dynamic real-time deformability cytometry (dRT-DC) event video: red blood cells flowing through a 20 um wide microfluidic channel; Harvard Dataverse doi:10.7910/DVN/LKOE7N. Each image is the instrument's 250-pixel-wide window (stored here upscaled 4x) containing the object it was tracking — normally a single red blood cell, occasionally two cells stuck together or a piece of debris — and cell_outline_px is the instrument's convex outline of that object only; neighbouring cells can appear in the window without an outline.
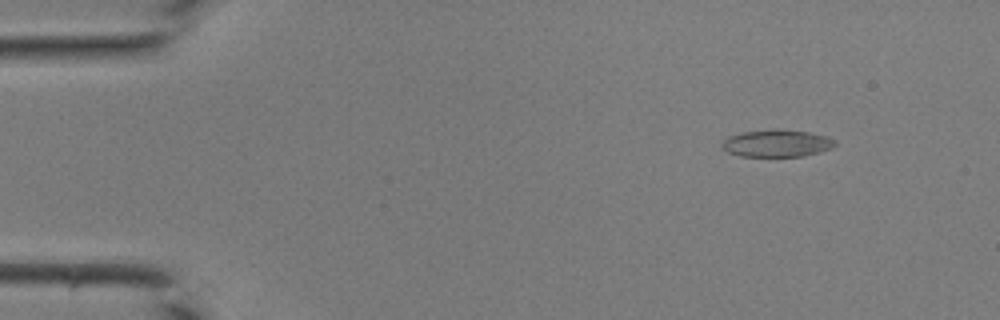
{"species": "common noctule bat (a hibernating species)", "species_latin": "Nyctalus noctula", "temperature_condition": "room temperature", "stored_images_in_passage": 38, "camera_frame_rate_fps": 3000, "um_per_image_px": 0.085, "animal": {"sex": "male", "body_mass_g": 19.0, "forearm_length_mm": 50.8}, "frame": {"image": 1, "passage_image": 1, "time_ms": 0.0, "image_size_px": [1000, 320], "cell_outline_px": [[836, 144], [832, 148], [800, 156], [740, 156], [728, 152], [720, 148], [720, 144], [728, 136], [740, 132], [808, 132], [824, 136], [836, 140]], "centroid_in_image_um": [65.97, 12.22], "position_along_channel_um": 19.0, "area_um2": 16.99}}
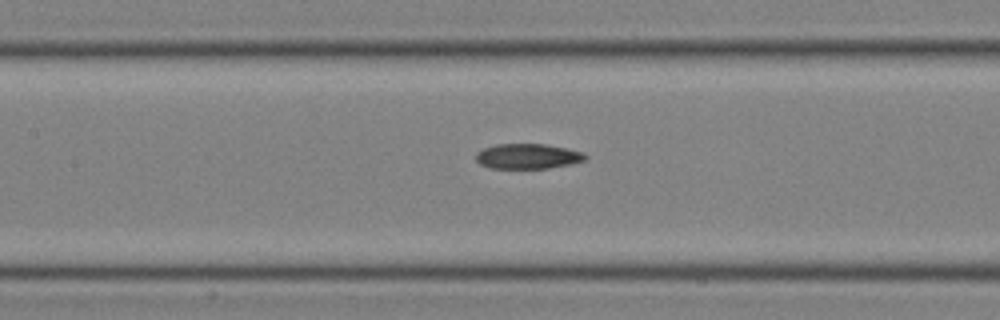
{"frame": {"image": 2, "passage_image": 16, "time_ms": 5.0, "image_size_px": [1000, 320], "cell_outline_px": [[588, 156], [584, 160], [568, 164], [548, 168], [488, 168], [480, 164], [476, 160], [476, 152], [484, 148], [496, 144], [544, 144], [584, 152]], "centroid_in_image_um": [44.82, 13.28], "position_along_channel_um": 162.6, "area_um2": 15.9}}
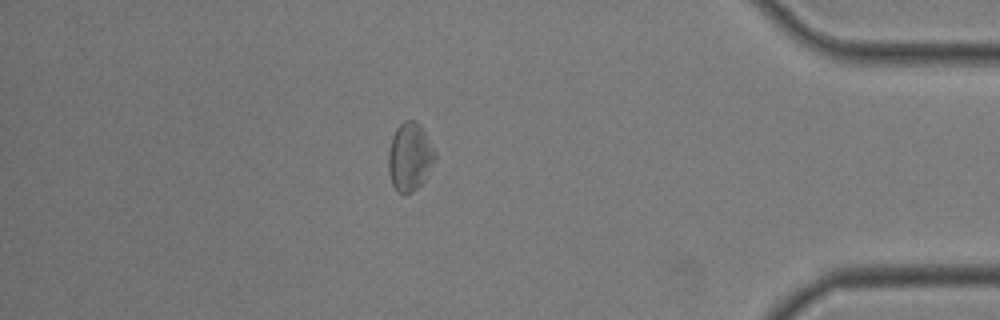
{"frame": {"image": 3, "passage_image": 33, "time_ms": 10.667, "image_size_px": [1000, 320], "cell_outline_px": [[436, 160], [424, 180], [412, 192], [404, 196], [396, 192], [392, 184], [388, 172], [388, 152], [392, 136], [396, 128], [404, 120], [416, 120], [420, 124], [436, 152]], "centroid_in_image_um": [34.82, 13.35], "position_along_channel_um": 400.4, "area_um2": 18.84}}